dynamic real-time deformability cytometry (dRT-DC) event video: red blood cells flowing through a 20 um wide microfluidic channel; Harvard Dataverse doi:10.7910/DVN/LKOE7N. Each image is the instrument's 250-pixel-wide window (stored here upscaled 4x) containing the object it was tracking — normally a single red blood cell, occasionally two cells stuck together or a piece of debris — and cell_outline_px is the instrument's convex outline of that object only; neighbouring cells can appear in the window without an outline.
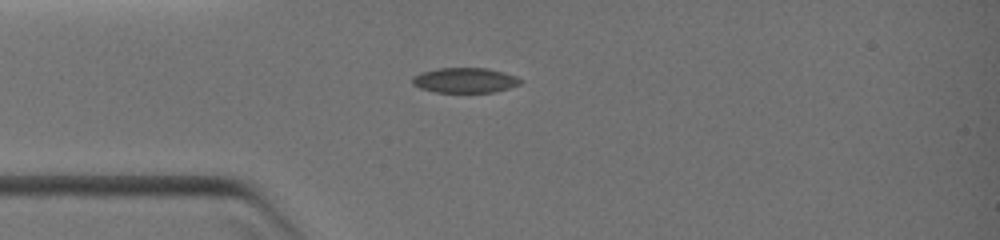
{"species": "common noctule bat (a hibernating species)", "species_latin": "Nyctalus noctula", "temperature_condition": "warm", "stored_images_in_passage": 34, "camera_frame_rate_fps": 3000, "um_per_image_px": 0.085, "animal": {"sex": "female", "body_mass_g": 19.0, "forearm_length_mm": 51.5}, "frame": {"image": 1, "passage_image": 1, "time_ms": 0.0, "image_size_px": [1000, 240], "cell_outline_px": [[524, 80], [520, 84], [496, 92], [436, 92], [420, 88], [412, 84], [412, 76], [420, 72], [436, 68], [488, 68], [504, 72], [516, 76]], "centroid_in_image_um": [39.52, 6.81], "position_along_channel_um": 45.5, "area_um2": 15.95}}
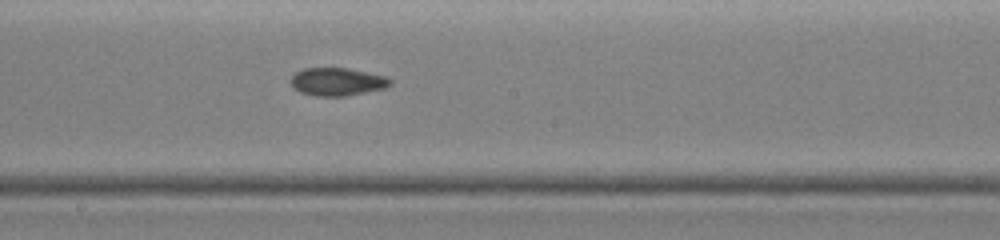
{"frame": {"image": 2, "passage_image": 14, "time_ms": 4.0, "image_size_px": [1000, 240], "cell_outline_px": [[392, 84], [384, 88], [348, 96], [316, 96], [300, 92], [292, 88], [288, 80], [296, 72], [304, 68], [348, 68], [388, 76], [392, 80]], "centroid_in_image_um": [28.65, 6.95], "position_along_channel_um": 219.5, "area_um2": 16.47}}
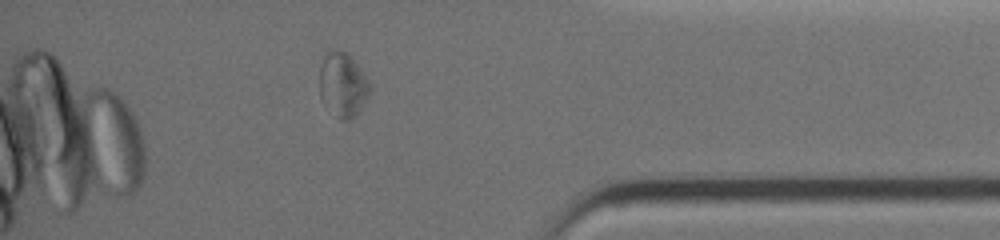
{"frame": {"image": 3, "passage_image": 27, "time_ms": 8.333, "image_size_px": [1000, 240], "cell_outline_px": [[372, 88], [368, 96], [356, 112], [348, 120], [340, 120], [320, 100], [320, 68], [324, 56], [328, 48], [336, 48], [344, 52], [356, 64], [368, 80]], "centroid_in_image_um": [29.1, 7.18], "position_along_channel_um": 406.1, "area_um2": 18.55}}